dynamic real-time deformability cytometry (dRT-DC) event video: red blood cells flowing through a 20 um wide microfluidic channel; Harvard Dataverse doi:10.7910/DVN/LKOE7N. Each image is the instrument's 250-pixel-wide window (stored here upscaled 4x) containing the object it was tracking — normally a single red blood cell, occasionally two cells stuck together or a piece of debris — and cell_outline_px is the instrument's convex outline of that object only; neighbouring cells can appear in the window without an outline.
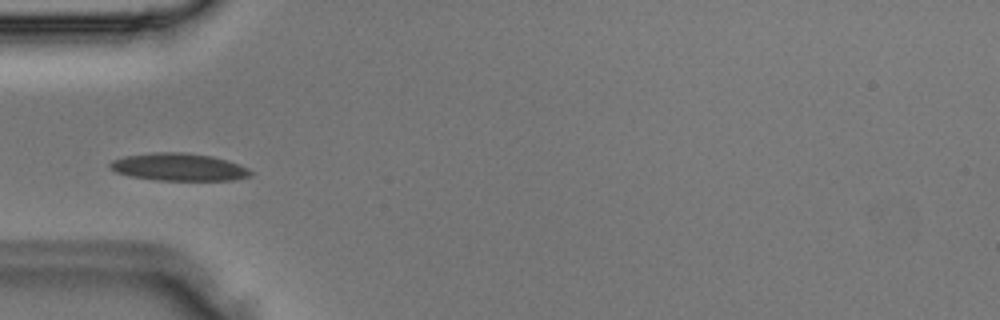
{"species": "Egyptian fruit bat (a non-hibernating species)", "species_latin": "Rousettus aegyptiacus", "temperature_condition": "room temperature", "stored_images_in_passage": 4, "camera_frame_rate_fps": 3000, "um_per_image_px": 0.085, "animal": {"sex": "male"}, "frame": {"image": 1, "passage_image": 4, "time_ms": 1.0, "image_size_px": [1000, 320], "cell_outline_px": [[252, 176], [232, 180], [156, 180], [128, 176], [116, 172], [108, 164], [112, 160], [124, 156], [152, 152], [184, 152], [212, 156], [228, 160], [248, 168], [252, 172]], "centroid_in_image_um": [15.19, 14.19], "position_along_channel_um": 69.8, "area_um2": 22.66}}